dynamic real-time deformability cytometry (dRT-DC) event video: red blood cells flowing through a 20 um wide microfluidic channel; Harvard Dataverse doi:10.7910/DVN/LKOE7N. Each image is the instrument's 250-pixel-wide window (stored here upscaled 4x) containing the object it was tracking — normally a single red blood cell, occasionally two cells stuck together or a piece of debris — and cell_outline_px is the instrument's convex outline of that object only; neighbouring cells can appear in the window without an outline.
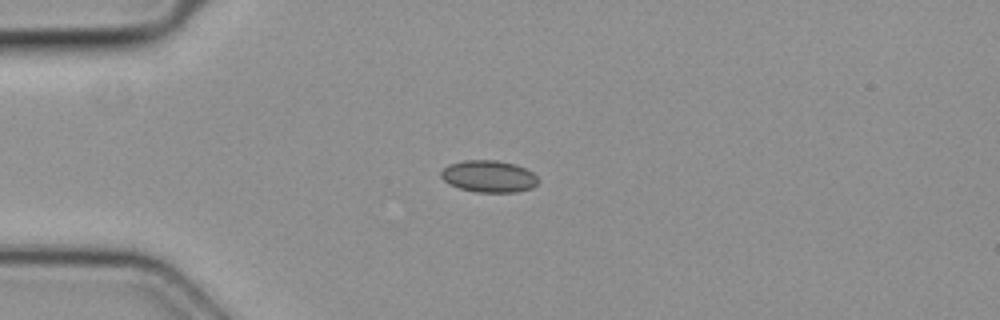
{"species": "common noctule bat (a hibernating species)", "species_latin": "Nyctalus noctula", "temperature_condition": "cold", "stored_images_in_passage": 5, "camera_frame_rate_fps": 3000, "um_per_image_px": 0.085, "animal": {"sex": "female", "body_mass_g": 19.3, "forearm_length_mm": 54.1}, "frame": {"image": 1, "passage_image": 2, "time_ms": 0.333, "image_size_px": [1000, 320], "cell_outline_px": [[540, 180], [532, 188], [516, 192], [476, 192], [460, 188], [448, 184], [440, 176], [440, 172], [448, 164], [464, 160], [496, 160], [516, 164], [532, 172]], "centroid_in_image_um": [41.54, 14.99], "position_along_channel_um": 43.5, "area_um2": 18.15}}
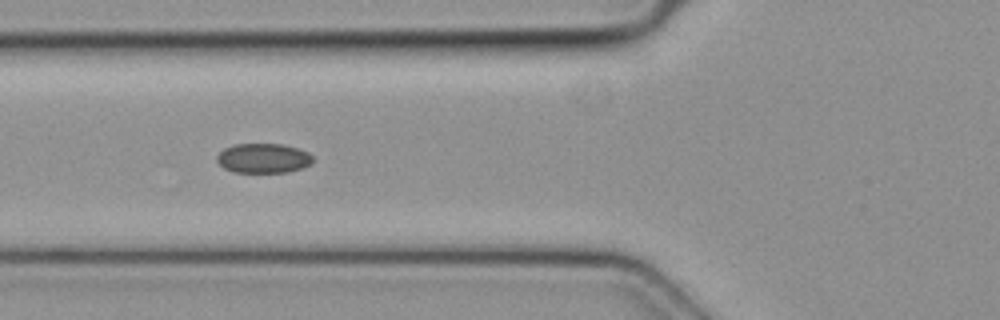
{"frame": {"image": 2, "passage_image": 4, "time_ms": 1.0, "image_size_px": [1000, 320], "cell_outline_px": [[312, 164], [304, 168], [288, 172], [232, 172], [224, 168], [216, 160], [216, 156], [224, 148], [232, 144], [284, 144], [308, 152], [312, 156]], "centroid_in_image_um": [22.38, 13.45], "position_along_channel_um": 103.4, "area_um2": 16.7}}
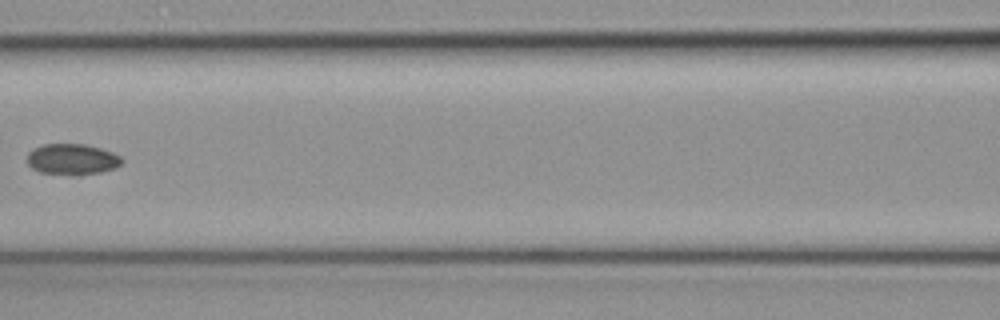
{"frame": {"image": 3, "passage_image": 5, "time_ms": 1.333, "image_size_px": [1000, 320], "cell_outline_px": [[124, 160], [116, 168], [100, 172], [80, 176], [68, 176], [40, 172], [32, 168], [28, 164], [28, 152], [32, 148], [44, 144], [84, 144], [100, 148], [112, 152], [120, 156]], "centroid_in_image_um": [6.13, 13.56], "position_along_channel_um": 160.5, "area_um2": 17.4}}